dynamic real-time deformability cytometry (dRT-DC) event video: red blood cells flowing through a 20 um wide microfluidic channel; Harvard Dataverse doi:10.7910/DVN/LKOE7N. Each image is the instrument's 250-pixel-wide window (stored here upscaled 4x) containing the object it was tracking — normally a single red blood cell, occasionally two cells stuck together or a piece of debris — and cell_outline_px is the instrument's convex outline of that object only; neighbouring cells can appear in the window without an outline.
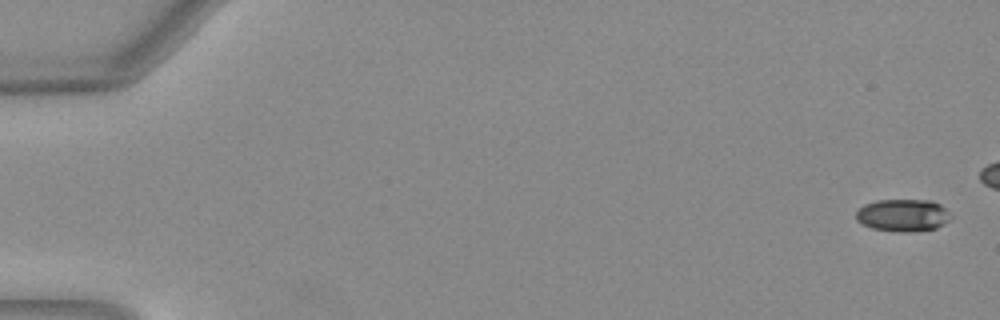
{"species": "Egyptian fruit bat (a non-hibernating species)", "species_latin": "Rousettus aegyptiacus", "temperature_condition": "warm", "stored_images_in_passage": 45, "camera_frame_rate_fps": 3000, "um_per_image_px": 0.085, "animal": {"sex": "female"}, "frame": {"image": 1, "passage_image": 1, "time_ms": 0.0, "image_size_px": [1000, 320], "cell_outline_px": [[948, 220], [936, 228], [908, 232], [896, 232], [872, 228], [856, 220], [856, 212], [864, 204], [876, 200], [928, 200], [940, 204], [944, 208]], "centroid_in_image_um": [76.67, 18.29], "position_along_channel_um": 8.3, "area_um2": 17.51}}
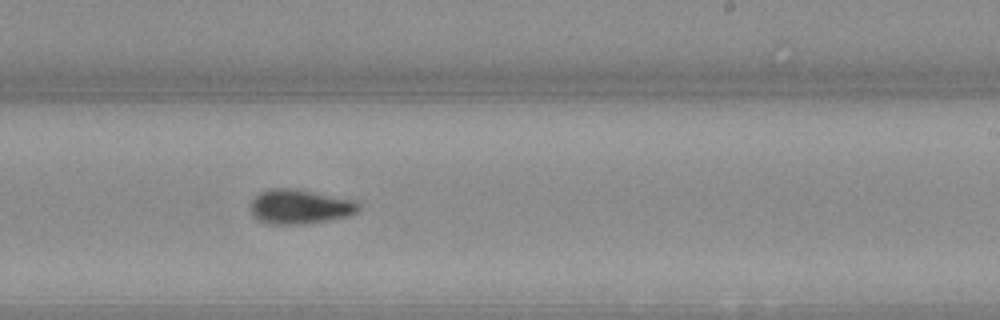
{"frame": {"image": 2, "passage_image": 32, "time_ms": 10.333, "image_size_px": [1000, 320], "cell_outline_px": [[360, 208], [356, 212], [348, 216], [308, 224], [264, 224], [252, 212], [248, 204], [260, 192], [272, 188], [296, 188], [352, 200], [360, 204]], "centroid_in_image_um": [25.46, 17.57], "position_along_channel_um": 263.5, "area_um2": 21.73}}
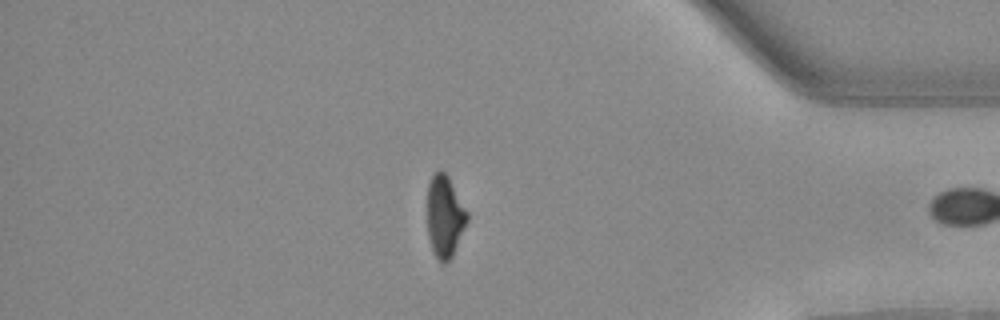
{"frame": {"image": 3, "passage_image": 44, "time_ms": 14.333, "image_size_px": [1000, 320], "cell_outline_px": [[468, 220], [452, 256], [444, 264], [440, 264], [432, 248], [428, 236], [428, 184], [432, 176], [440, 168], [448, 176], [468, 212]], "centroid_in_image_um": [37.81, 18.39], "position_along_channel_um": 397.4, "area_um2": 18.84}, "authors_computed_cell_mechanics": {"area_um2": 19.652, "velocity_mm_per_s": 4.0375, "shape_relaxation_time_tau1_ms": 3.0515, "shape_relaxation_time_tau2_ms": 2.5976, "deformation_change_tau1": 0.1661, "deformation_change_tau2": 0.0834}}